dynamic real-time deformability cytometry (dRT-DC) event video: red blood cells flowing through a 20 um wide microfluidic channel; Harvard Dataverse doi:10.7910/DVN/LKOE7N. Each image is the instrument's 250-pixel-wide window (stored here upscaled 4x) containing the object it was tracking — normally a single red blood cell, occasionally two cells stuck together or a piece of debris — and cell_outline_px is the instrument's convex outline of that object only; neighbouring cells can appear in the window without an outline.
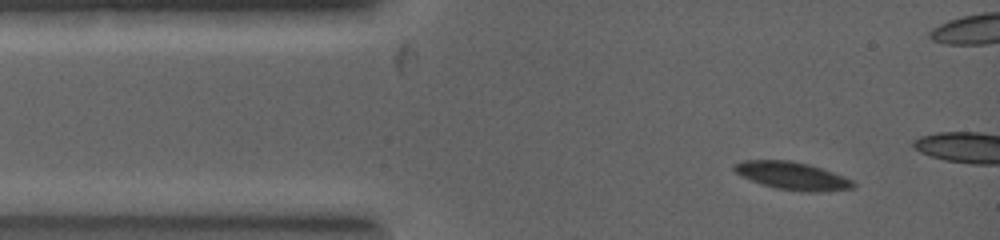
{"species": "common noctule bat (a hibernating species)", "species_latin": "Nyctalus noctula", "temperature_condition": "warm", "stored_images_in_passage": 16, "camera_frame_rate_fps": 5000, "um_per_image_px": 0.085, "animal": {"sex": "female", "body_mass_g": 19.0, "forearm_length_mm": 53.3}, "frame": {"image": 1, "passage_image": 1, "time_ms": 0.0, "image_size_px": [1000, 240], "cell_outline_px": [[856, 184], [852, 188], [820, 192], [808, 192], [776, 188], [752, 180], [736, 172], [732, 168], [732, 164], [744, 160], [792, 160], [808, 164], [844, 176], [852, 180]], "centroid_in_image_um": [67.35, 14.93], "position_along_channel_um": 17.7, "area_um2": 19.02}}
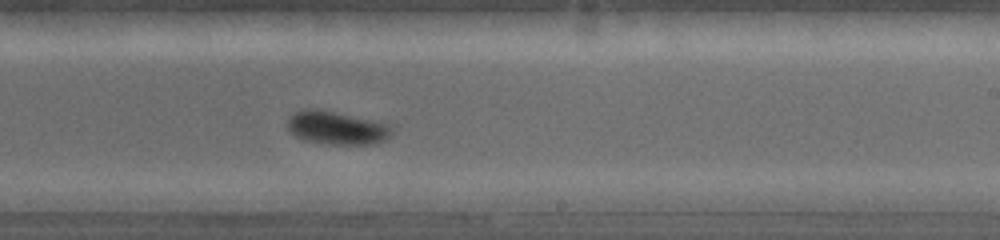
{"frame": {"image": 2, "passage_image": 14, "time_ms": 4.4, "image_size_px": [1000, 240], "cell_outline_px": [[392, 132], [388, 140], [372, 144], [328, 144], [304, 140], [288, 132], [288, 120], [296, 112], [332, 112], [392, 124]], "centroid_in_image_um": [28.72, 10.93], "position_along_channel_um": 260.3, "area_um2": 19.48}}